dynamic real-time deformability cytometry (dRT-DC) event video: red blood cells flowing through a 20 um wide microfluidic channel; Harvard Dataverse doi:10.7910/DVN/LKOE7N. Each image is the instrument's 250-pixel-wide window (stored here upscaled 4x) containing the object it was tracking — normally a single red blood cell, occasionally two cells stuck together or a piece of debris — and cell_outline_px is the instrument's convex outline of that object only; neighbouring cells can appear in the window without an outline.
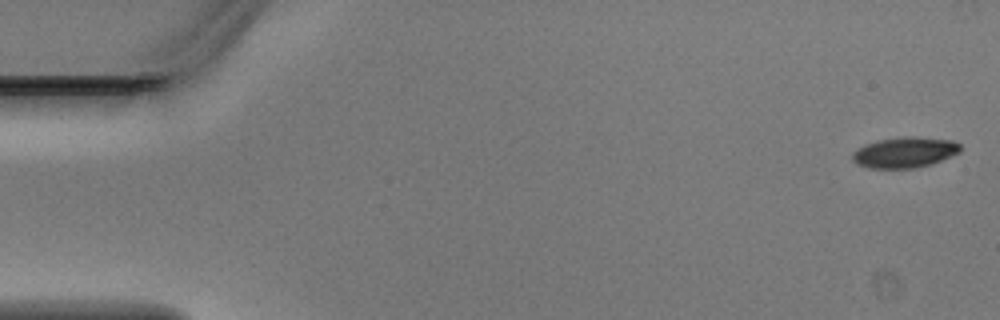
{"species": "Egyptian fruit bat (a non-hibernating species)", "species_latin": "Rousettus aegyptiacus", "temperature_condition": "warm", "stored_images_in_passage": 4, "camera_frame_rate_fps": 3000, "um_per_image_px": 0.085, "animal": {"sex": "male"}, "frame": {"image": 1, "passage_image": 1, "time_ms": 0.0, "image_size_px": [1000, 320], "cell_outline_px": [[960, 152], [932, 164], [912, 168], [868, 168], [852, 160], [852, 152], [864, 144], [876, 140], [904, 136], [912, 136], [952, 140], [960, 144]], "centroid_in_image_um": [76.89, 12.94], "position_along_channel_um": 8.1, "area_um2": 19.31}}
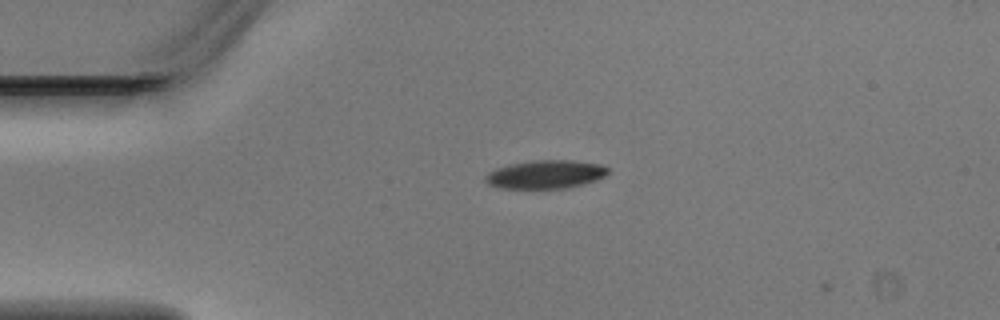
{"frame": {"image": 2, "passage_image": 3, "time_ms": 0.667, "image_size_px": [1000, 320], "cell_outline_px": [[608, 172], [604, 176], [596, 180], [568, 188], [500, 188], [488, 184], [484, 180], [484, 176], [488, 172], [496, 168], [512, 164], [536, 160], [572, 160], [604, 164], [608, 168]], "centroid_in_image_um": [46.38, 14.82], "position_along_channel_um": 38.6, "area_um2": 20.29}}